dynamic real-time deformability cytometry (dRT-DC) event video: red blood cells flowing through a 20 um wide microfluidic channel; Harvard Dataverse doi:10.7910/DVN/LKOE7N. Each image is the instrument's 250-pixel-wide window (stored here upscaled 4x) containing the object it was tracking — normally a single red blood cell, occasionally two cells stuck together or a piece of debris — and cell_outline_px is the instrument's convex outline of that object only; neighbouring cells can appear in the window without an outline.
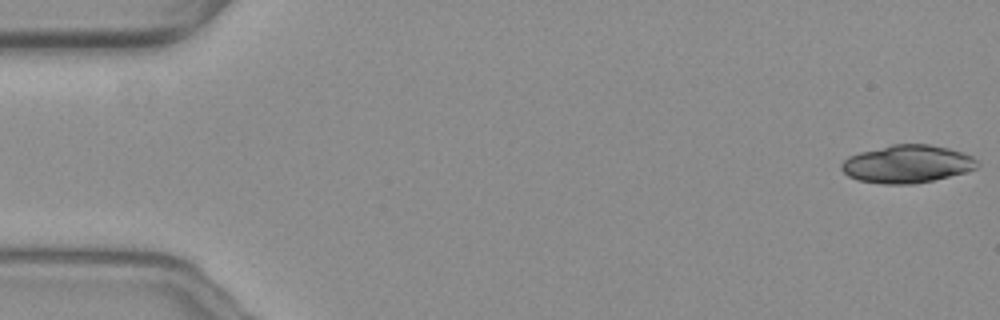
{"species": "common noctule bat (a hibernating species)", "species_latin": "Nyctalus noctula", "temperature_condition": "warm", "stored_images_in_passage": 8, "camera_frame_rate_fps": 3000, "um_per_image_px": 0.085, "animal": {"sex": "female", "body_mass_g": 19.3, "forearm_length_mm": 54.1}, "frame": {"image": 1, "passage_image": 1, "time_ms": 0.0, "image_size_px": [1000, 320], "cell_outline_px": [[980, 164], [976, 168], [964, 172], [932, 180], [912, 184], [884, 184], [856, 180], [848, 176], [840, 168], [840, 164], [848, 156], [860, 152], [892, 144], [928, 144], [948, 148], [972, 156]], "centroid_in_image_um": [77.07, 13.94], "position_along_channel_um": 7.9, "area_um2": 29.82}}